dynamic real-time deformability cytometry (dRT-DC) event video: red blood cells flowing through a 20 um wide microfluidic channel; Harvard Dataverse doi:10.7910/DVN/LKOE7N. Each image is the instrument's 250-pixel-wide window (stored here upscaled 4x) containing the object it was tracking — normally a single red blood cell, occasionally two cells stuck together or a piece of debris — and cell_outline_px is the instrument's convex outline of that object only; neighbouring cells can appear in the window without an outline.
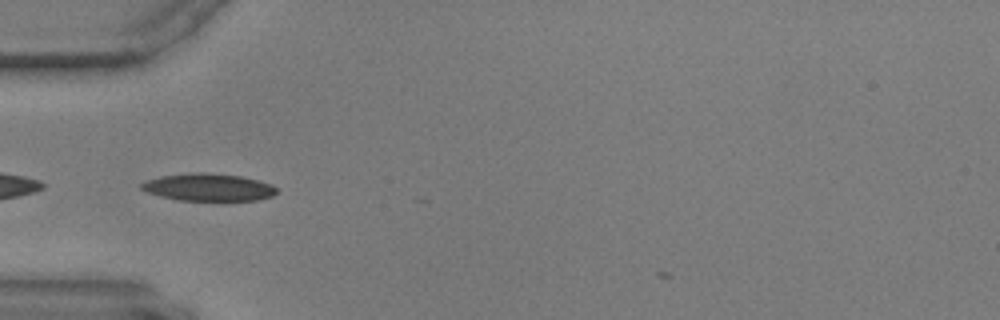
{"species": "common noctule bat (a hibernating species)", "species_latin": "Nyctalus noctula", "temperature_condition": "warm", "stored_images_in_passage": 2, "camera_frame_rate_fps": 3000, "um_per_image_px": 0.085, "animal": {"sex": "male", "body_mass_g": 17.9, "forearm_length_mm": 54.2}, "frame": {"image": 1, "passage_image": 1, "time_ms": 0.0, "image_size_px": [1000, 320], "cell_outline_px": [[276, 192], [272, 196], [256, 200], [220, 204], [176, 200], [160, 196], [148, 192], [140, 188], [140, 184], [148, 180], [160, 176], [240, 176], [272, 184], [276, 188]], "centroid_in_image_um": [17.78, 16.04], "position_along_channel_um": 67.2, "area_um2": 21.27}}